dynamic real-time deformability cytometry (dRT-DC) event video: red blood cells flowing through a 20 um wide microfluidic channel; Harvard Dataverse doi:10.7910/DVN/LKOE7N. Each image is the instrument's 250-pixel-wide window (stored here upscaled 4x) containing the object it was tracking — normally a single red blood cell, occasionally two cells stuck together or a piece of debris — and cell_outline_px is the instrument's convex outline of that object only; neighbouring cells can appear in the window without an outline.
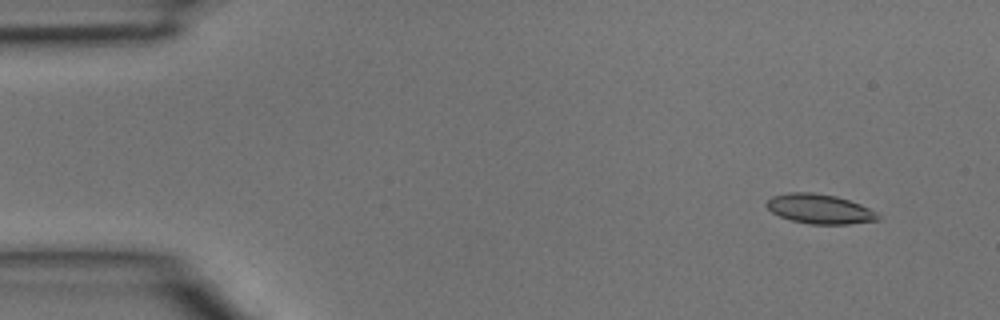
{"species": "common noctule bat (a hibernating species)", "species_latin": "Nyctalus noctula", "temperature_condition": "room temperature", "stored_images_in_passage": 4, "camera_frame_rate_fps": 3000, "um_per_image_px": 0.085, "animal": {"sex": "male", "body_mass_g": 15.6}, "frame": {"image": 1, "passage_image": 1, "time_ms": 0.0, "image_size_px": [1000, 320], "cell_outline_px": [[880, 220], [848, 224], [812, 224], [792, 220], [780, 216], [772, 212], [764, 204], [772, 196], [788, 192], [812, 192], [836, 196], [860, 204], [876, 212], [880, 216]], "centroid_in_image_um": [69.66, 17.75], "position_along_channel_um": 15.3, "area_um2": 19.13}}